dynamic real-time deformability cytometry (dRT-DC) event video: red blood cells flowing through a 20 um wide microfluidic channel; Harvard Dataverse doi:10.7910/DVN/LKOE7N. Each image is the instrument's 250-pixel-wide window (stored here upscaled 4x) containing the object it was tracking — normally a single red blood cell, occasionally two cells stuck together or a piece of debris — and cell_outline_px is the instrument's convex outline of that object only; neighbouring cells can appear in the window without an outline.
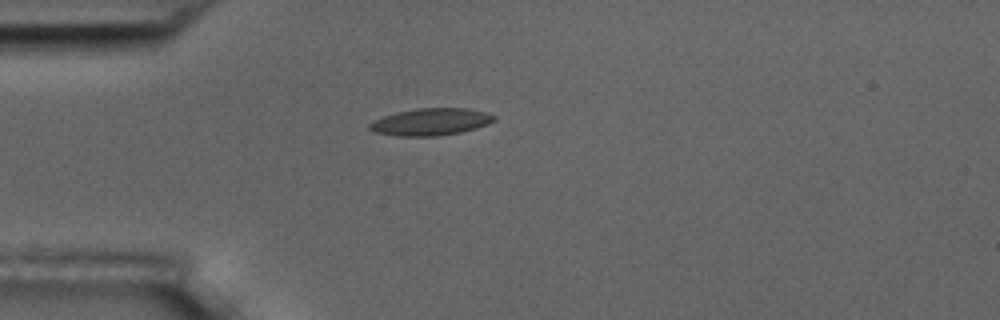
{"species": "common noctule bat (a hibernating species)", "species_latin": "Nyctalus noctula", "temperature_condition": "room temperature", "stored_images_in_passage": 1, "camera_frame_rate_fps": 3000, "um_per_image_px": 0.085, "animal": {"sex": "male", "body_mass_g": 17.5, "forearm_length_mm": 52.3}, "frame": {"image": 1, "passage_image": 1, "time_ms": 0.0, "image_size_px": [1000, 320], "cell_outline_px": [[496, 120], [488, 124], [476, 128], [460, 132], [436, 136], [396, 136], [372, 132], [368, 128], [368, 124], [384, 116], [396, 112], [416, 108], [468, 108], [484, 112], [496, 116]], "centroid_in_image_um": [36.6, 10.36], "position_along_channel_um": 48.4, "area_um2": 19.71}}